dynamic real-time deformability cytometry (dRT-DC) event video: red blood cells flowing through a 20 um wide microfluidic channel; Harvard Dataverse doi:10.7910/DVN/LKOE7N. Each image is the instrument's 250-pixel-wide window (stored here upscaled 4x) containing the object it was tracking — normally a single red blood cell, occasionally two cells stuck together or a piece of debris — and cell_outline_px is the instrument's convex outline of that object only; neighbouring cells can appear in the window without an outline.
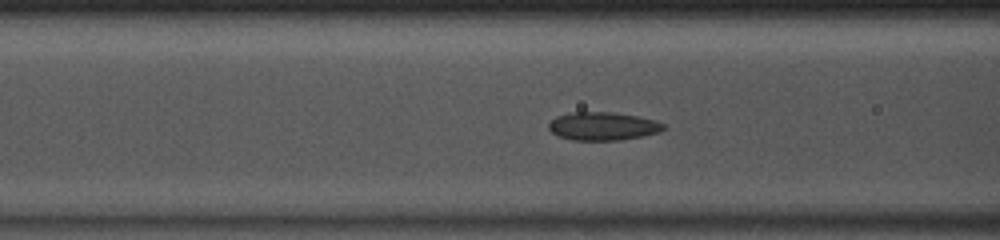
{"species": "common noctule bat (a hibernating species)", "species_latin": "Nyctalus noctula", "temperature_condition": "room temperature", "stored_images_in_passage": 37, "camera_frame_rate_fps": 3000, "um_per_image_px": 0.085, "animal": {"sex": "male", "body_mass_g": 13.0, "forearm_length_mm": 53.1}, "frame": {"image": 1, "passage_image": 8, "time_ms": 2.333, "image_size_px": [1000, 240], "cell_outline_px": [[664, 128], [660, 132], [644, 136], [620, 140], [572, 140], [560, 136], [552, 132], [548, 128], [548, 124], [556, 116], [572, 112], [612, 112], [636, 116], [656, 120], [664, 124]], "centroid_in_image_um": [51.25, 10.72], "position_along_channel_um": 115.3, "area_um2": 18.84}}
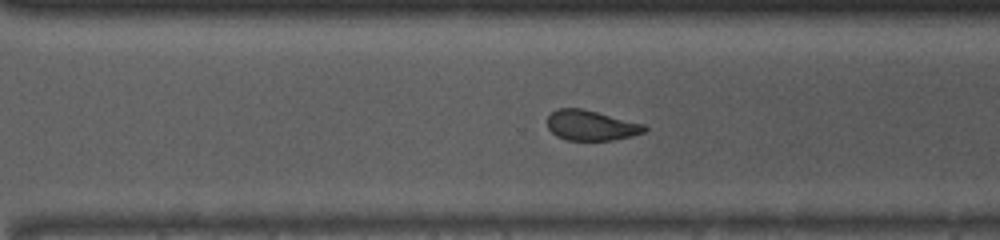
{"frame": {"image": 2, "passage_image": 23, "time_ms": 7.333, "image_size_px": [1000, 240], "cell_outline_px": [[648, 128], [644, 132], [632, 136], [612, 140], [568, 140], [556, 136], [548, 128], [548, 116], [556, 108], [580, 108], [644, 124]], "centroid_in_image_um": [50.23, 10.66], "position_along_channel_um": 320.4, "area_um2": 16.94}}
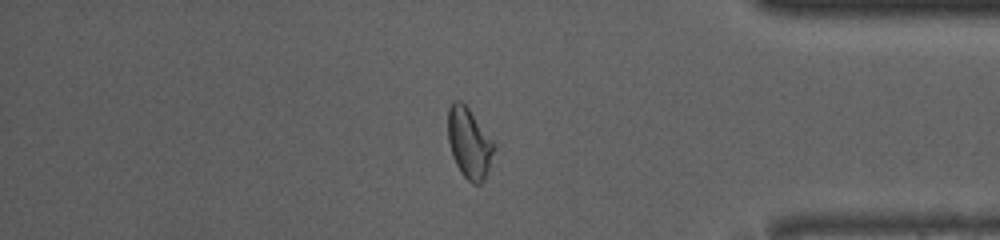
{"frame": {"image": 3, "passage_image": 30, "time_ms": 9.667, "image_size_px": [1000, 240], "cell_outline_px": [[496, 148], [484, 180], [480, 184], [472, 184], [460, 172], [452, 156], [448, 140], [448, 108], [452, 100], [460, 100], [468, 108], [496, 144]], "centroid_in_image_um": [39.88, 12.16], "position_along_channel_um": 395.3, "area_um2": 19.02}, "authors_computed_cell_mechanics": {"area_um2": 18.5538, "velocity_mm_per_s": 4.1065, "shape_relaxation_time_tau1_ms": 5.8705, "shape_relaxation_time_tau2_ms": 2.0255, "deformation_change_tau1": 0.1128, "deformation_change_tau2": 0.0631}}